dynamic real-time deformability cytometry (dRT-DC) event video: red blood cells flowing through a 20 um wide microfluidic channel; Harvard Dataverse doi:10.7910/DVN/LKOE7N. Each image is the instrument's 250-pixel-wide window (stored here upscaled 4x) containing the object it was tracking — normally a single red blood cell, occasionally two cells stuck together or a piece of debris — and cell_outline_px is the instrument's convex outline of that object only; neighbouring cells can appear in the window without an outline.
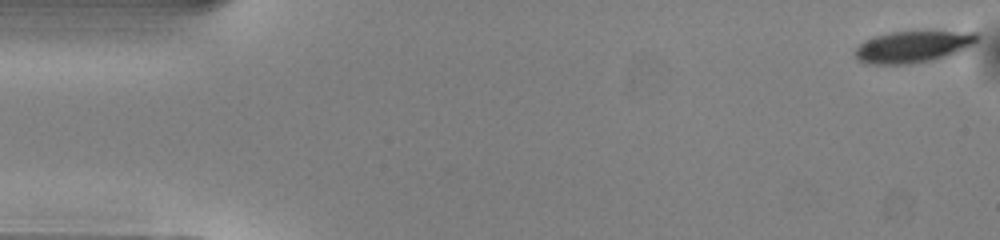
{"species": "common noctule bat (a hibernating species)", "species_latin": "Nyctalus noctula", "temperature_condition": "warm", "stored_images_in_passage": 43, "camera_frame_rate_fps": 3000, "um_per_image_px": 0.085, "animal": {"sex": "male", "body_mass_g": 13.0, "forearm_length_mm": 53.1}, "frame": {"image": 1, "passage_image": 1, "time_ms": 0.0, "image_size_px": [1000, 240], "cell_outline_px": [[980, 36], [972, 44], [956, 52], [932, 60], [908, 64], [864, 64], [856, 60], [856, 48], [860, 44], [876, 36], [888, 32], [980, 32]], "centroid_in_image_um": [77.56, 3.98], "position_along_channel_um": 7.4, "area_um2": 22.08}}
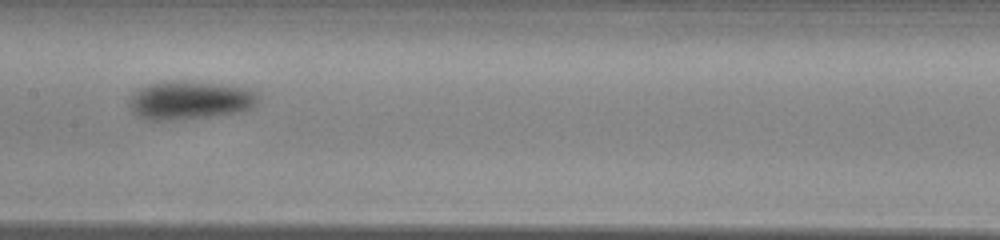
{"frame": {"image": 2, "passage_image": 25, "time_ms": 8.0, "image_size_px": [1000, 240], "cell_outline_px": [[260, 96], [256, 104], [252, 108], [236, 112], [184, 120], [148, 120], [132, 112], [128, 104], [128, 100], [140, 88], [148, 84], [164, 80], [184, 80], [244, 88], [256, 92]], "centroid_in_image_um": [16.09, 8.52], "position_along_channel_um": 191.3, "area_um2": 28.9}}
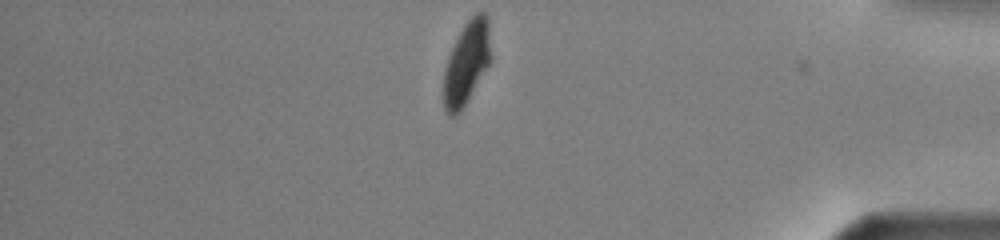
{"frame": {"image": 3, "passage_image": 43, "time_ms": 14.0, "image_size_px": [1000, 240], "cell_outline_px": [[488, 64], [460, 112], [456, 116], [452, 116], [444, 112], [444, 72], [448, 56], [464, 24], [476, 12], [484, 12], [488, 16]], "centroid_in_image_um": [39.61, 5.36], "position_along_channel_um": 395.6, "area_um2": 21.91}, "authors_computed_cell_mechanics": {"area_um2": 26.7036, "velocity_mm_per_s": 4.0244, "shape_relaxation_time_tau1_ms": 2.0953, "shape_relaxation_time_tau2_ms": 3.588, "deformation_change_tau1": 0.1159, "deformation_change_tau2": 0.0655}}